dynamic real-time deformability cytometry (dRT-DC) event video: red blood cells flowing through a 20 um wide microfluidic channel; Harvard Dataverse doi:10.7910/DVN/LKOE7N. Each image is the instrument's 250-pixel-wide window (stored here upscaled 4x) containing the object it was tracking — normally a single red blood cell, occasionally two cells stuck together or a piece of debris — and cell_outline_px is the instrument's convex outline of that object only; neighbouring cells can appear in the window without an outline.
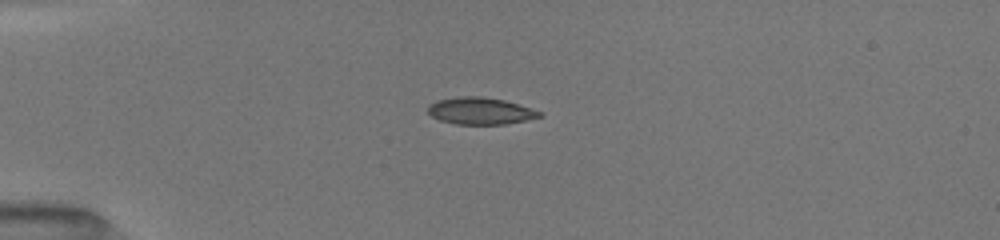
{"species": "common noctule bat (a hibernating species)", "species_latin": "Nyctalus noctula", "temperature_condition": "room temperature", "stored_images_in_passage": 29, "camera_frame_rate_fps": 3000, "um_per_image_px": 0.085, "animal": {"sex": "female", "body_mass_g": 19.5, "forearm_length_mm": 54.1}, "frame": {"image": 1, "passage_image": 9, "time_ms": 3.667, "image_size_px": [1000, 240], "cell_outline_px": [[540, 116], [524, 120], [504, 124], [456, 124], [440, 120], [432, 116], [428, 112], [428, 104], [436, 100], [460, 96], [484, 96], [504, 100], [540, 112]], "centroid_in_image_um": [40.73, 9.42], "position_along_channel_um": 44.3, "area_um2": 17.22}}
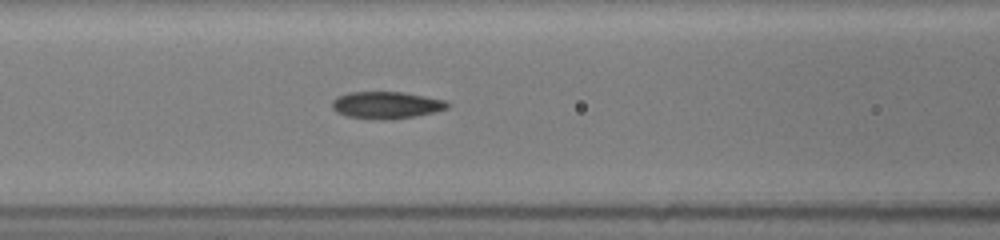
{"frame": {"image": 2, "passage_image": 16, "time_ms": 6.667, "image_size_px": [1000, 240], "cell_outline_px": [[448, 108], [432, 112], [412, 116], [384, 120], [348, 116], [336, 112], [332, 108], [332, 100], [336, 96], [348, 92], [404, 92], [448, 100]], "centroid_in_image_um": [32.81, 8.91], "position_along_channel_um": 133.8, "area_um2": 18.09}}
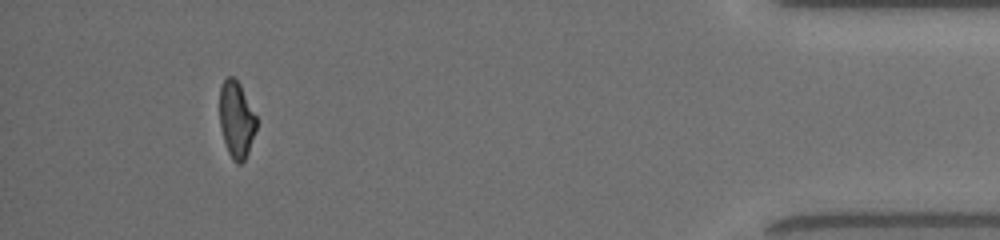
{"frame": {"image": 3, "passage_image": 29, "time_ms": 15.0, "image_size_px": [1000, 240], "cell_outline_px": [[256, 128], [248, 152], [244, 160], [240, 164], [236, 164], [232, 160], [228, 152], [224, 140], [220, 124], [220, 88], [224, 80], [228, 76], [232, 76], [240, 84], [256, 116]], "centroid_in_image_um": [20.09, 10.17], "position_along_channel_um": 415.1, "area_um2": 16.18}, "authors_computed_cell_mechanics": {"area_um2": 17.629, "velocity_mm_per_s": 4.0499, "shape_relaxation_time_tau1_ms": 5.7264, "shape_relaxation_time_tau2_ms": 3.1881, "deformation_change_tau1": 0.1774, "deformation_change_tau2": 0.1016}}